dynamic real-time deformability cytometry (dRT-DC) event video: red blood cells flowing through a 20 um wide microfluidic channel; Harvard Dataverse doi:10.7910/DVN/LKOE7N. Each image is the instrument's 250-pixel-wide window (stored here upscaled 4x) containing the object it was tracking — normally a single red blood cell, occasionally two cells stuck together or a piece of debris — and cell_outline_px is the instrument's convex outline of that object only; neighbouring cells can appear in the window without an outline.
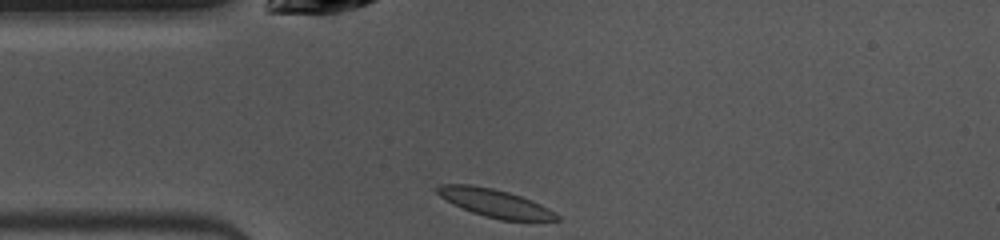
{"species": "common noctule bat (a hibernating species)", "species_latin": "Nyctalus noctula", "temperature_condition": "warm", "stored_images_in_passage": 39, "camera_frame_rate_fps": 3000, "um_per_image_px": 0.085, "animal": {"sex": "female", "body_mass_g": 10.0, "forearm_length_mm": 53.1}, "frame": {"image": 1, "passage_image": 1, "time_ms": 0.0, "image_size_px": [1000, 240], "cell_outline_px": [[560, 220], [500, 220], [484, 216], [472, 212], [452, 204], [440, 196], [436, 192], [436, 188], [440, 184], [472, 184], [492, 188], [508, 192], [532, 200], [556, 212], [560, 216]], "centroid_in_image_um": [42.06, 17.25], "position_along_channel_um": 42.9, "area_um2": 19.48}}
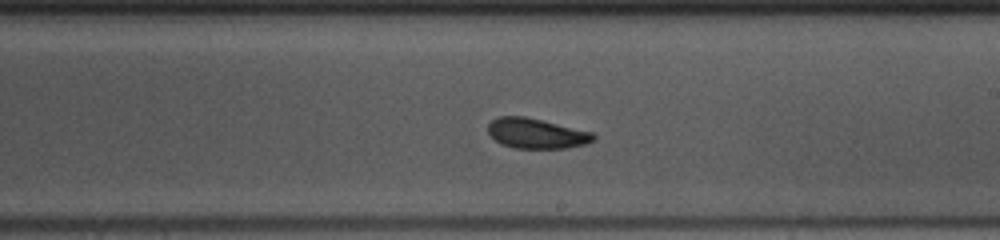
{"frame": {"image": 2, "passage_image": 17, "time_ms": 5.333, "image_size_px": [1000, 240], "cell_outline_px": [[596, 140], [584, 144], [564, 148], [516, 148], [500, 144], [488, 132], [488, 124], [492, 120], [500, 116], [524, 116], [592, 132], [596, 136]], "centroid_in_image_um": [45.59, 11.34], "position_along_channel_um": 243.4, "area_um2": 18.32}}
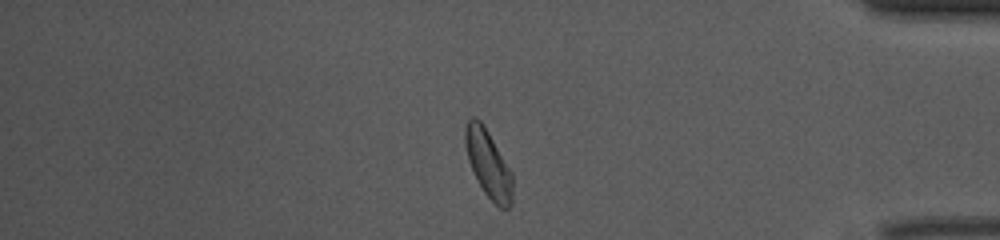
{"frame": {"image": 3, "passage_image": 31, "time_ms": 10.0, "image_size_px": [1000, 240], "cell_outline_px": [[512, 204], [508, 208], [500, 208], [484, 192], [468, 160], [464, 144], [464, 128], [468, 120], [472, 116], [476, 116], [484, 124], [512, 172]], "centroid_in_image_um": [41.49, 13.87], "position_along_channel_um": 393.7, "area_um2": 18.61}, "authors_computed_cell_mechanics": {"area_um2": 18.5538, "velocity_mm_per_s": 3.952, "shape_relaxation_time_tau1_ms": 2.7984, "shape_relaxation_time_tau2_ms": 2.3498, "deformation_change_tau1": 0.1076, "deformation_change_tau2": 0.0824}}